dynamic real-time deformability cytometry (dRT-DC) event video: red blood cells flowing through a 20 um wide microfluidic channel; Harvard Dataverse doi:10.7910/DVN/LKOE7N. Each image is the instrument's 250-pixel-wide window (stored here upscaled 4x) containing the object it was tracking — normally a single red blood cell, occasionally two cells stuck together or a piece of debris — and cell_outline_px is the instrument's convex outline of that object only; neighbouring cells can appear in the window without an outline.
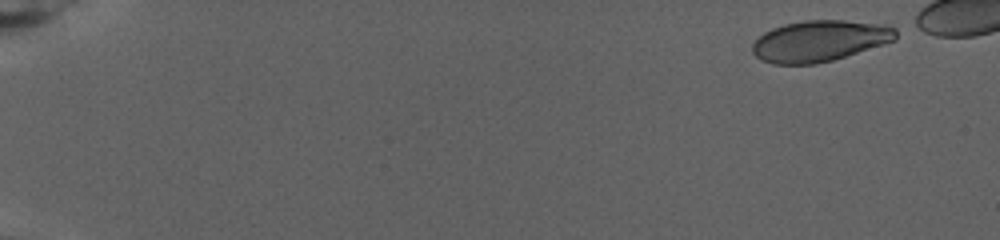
{"species": "human", "species_latin": "Homo sapiens", "temperature_condition": "warm", "stored_images_in_passage": 71, "camera_frame_rate_fps": 3000, "um_per_image_px": 0.085, "donor": {"sex": "female"}, "frame": {"image": 1, "passage_image": 1, "time_ms": 0.0, "image_size_px": [1000, 240], "cell_outline_px": [[896, 40], [884, 44], [832, 60], [816, 64], [772, 64], [760, 60], [752, 52], [752, 44], [764, 32], [772, 28], [784, 24], [804, 20], [844, 20], [880, 24], [896, 28]], "centroid_in_image_um": [69.64, 3.48], "position_along_channel_um": 15.4, "area_um2": 34.33}}
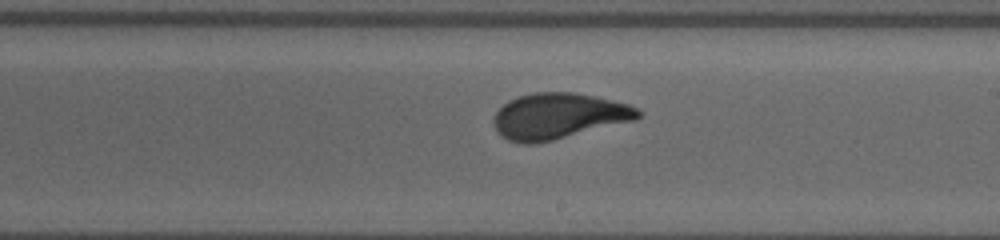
{"frame": {"image": 2, "passage_image": 46, "time_ms": 15.0, "image_size_px": [1000, 240], "cell_outline_px": [[640, 116], [636, 120], [536, 144], [524, 144], [508, 140], [500, 136], [496, 132], [492, 124], [492, 120], [496, 112], [508, 100], [516, 96], [532, 92], [572, 92], [592, 96], [628, 104], [636, 108], [640, 112]], "centroid_in_image_um": [47.4, 9.87], "position_along_channel_um": 241.6, "area_um2": 38.67}}
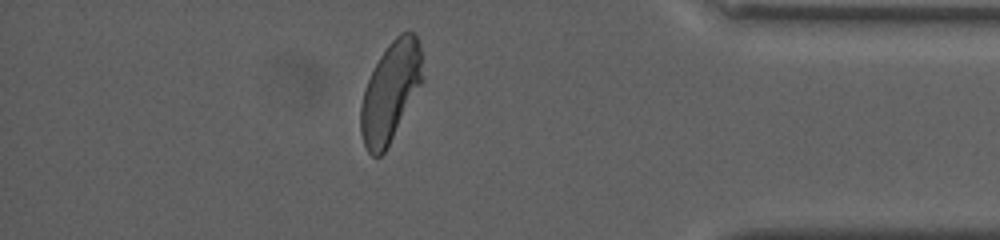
{"frame": {"image": 3, "passage_image": 67, "time_ms": 22.0, "image_size_px": [1000, 240], "cell_outline_px": [[424, 80], [384, 152], [380, 156], [372, 156], [368, 152], [364, 144], [360, 132], [360, 108], [364, 88], [380, 56], [388, 44], [400, 32], [412, 32], [420, 40]], "centroid_in_image_um": [33.2, 7.77], "position_along_channel_um": 402.0, "area_um2": 35.78}}